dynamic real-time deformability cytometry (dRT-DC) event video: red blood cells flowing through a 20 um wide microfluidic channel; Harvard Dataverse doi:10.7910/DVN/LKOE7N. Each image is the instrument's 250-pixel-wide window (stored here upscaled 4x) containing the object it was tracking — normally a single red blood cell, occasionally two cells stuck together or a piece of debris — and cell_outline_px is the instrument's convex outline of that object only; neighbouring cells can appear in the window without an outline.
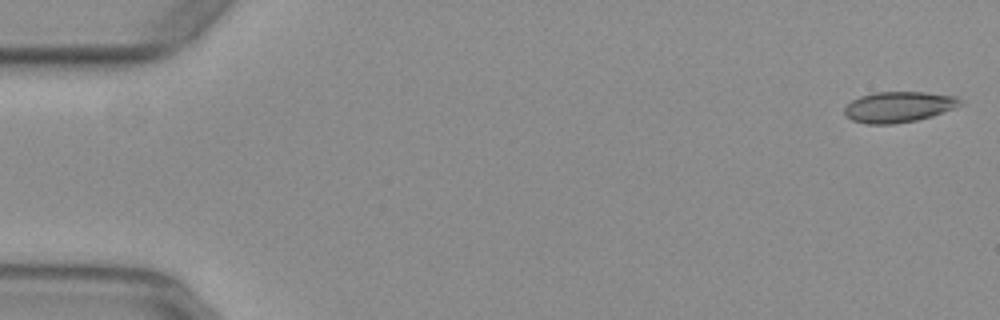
{"species": "common noctule bat (a hibernating species)", "species_latin": "Nyctalus noctula", "temperature_condition": "warm", "stored_images_in_passage": 52, "camera_frame_rate_fps": 3000, "um_per_image_px": 0.085, "animal": {"sex": "female", "body_mass_g": 29.2, "forearm_length_mm": 56.3}, "frame": {"image": 1, "passage_image": 1, "time_ms": 0.0, "image_size_px": [1000, 320], "cell_outline_px": [[964, 104], [932, 116], [916, 120], [892, 124], [868, 124], [852, 120], [844, 116], [844, 108], [852, 100], [860, 96], [876, 92], [924, 92], [956, 96], [964, 100]], "centroid_in_image_um": [76.39, 9.08], "position_along_channel_um": 8.6, "area_um2": 20.81}}
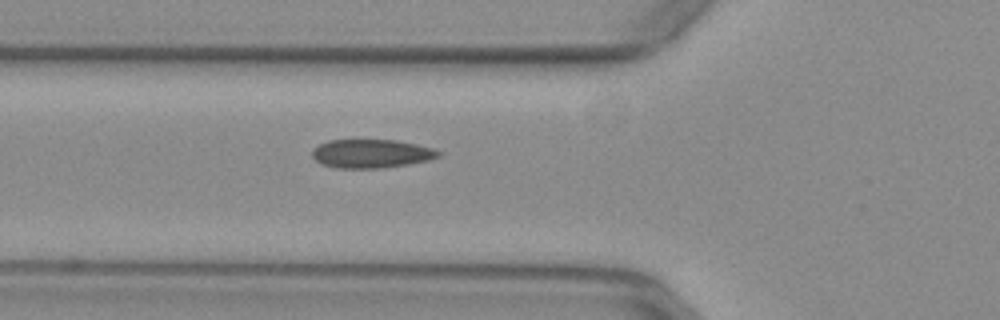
{"frame": {"image": 2, "passage_image": 19, "time_ms": 6.0, "image_size_px": [1000, 320], "cell_outline_px": [[440, 156], [428, 160], [408, 164], [384, 168], [336, 168], [320, 164], [312, 156], [312, 148], [328, 140], [396, 140], [416, 144], [432, 148], [440, 152]], "centroid_in_image_um": [31.53, 13.06], "position_along_channel_um": 94.3, "area_um2": 21.1}}
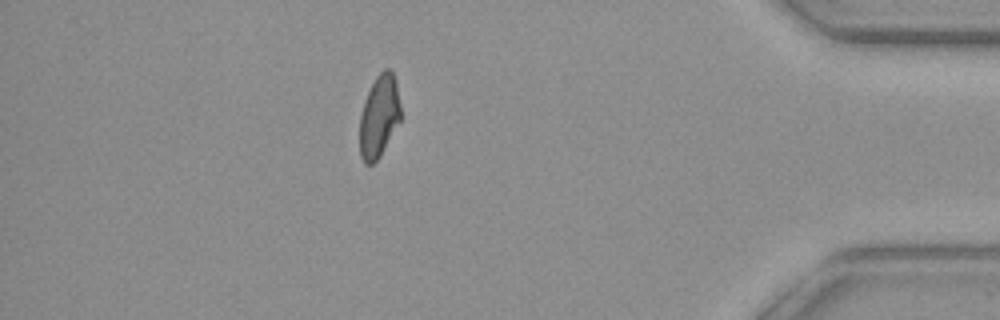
{"frame": {"image": 3, "passage_image": 46, "time_ms": 15.0, "image_size_px": [1000, 320], "cell_outline_px": [[400, 120], [380, 156], [372, 164], [364, 164], [360, 156], [360, 116], [364, 100], [376, 76], [384, 68], [392, 68], [396, 80], [400, 104]], "centroid_in_image_um": [32.22, 9.86], "position_along_channel_um": 403.0, "area_um2": 19.65}, "authors_computed_cell_mechanics": {"area_um2": 20.7502, "velocity_mm_per_s": 3.9355, "shape_relaxation_time_tau1_ms": null, "shape_relaxation_time_tau2_ms": 1.6275, "deformation_change_tau1": null, "deformation_change_tau2": 0.055}}